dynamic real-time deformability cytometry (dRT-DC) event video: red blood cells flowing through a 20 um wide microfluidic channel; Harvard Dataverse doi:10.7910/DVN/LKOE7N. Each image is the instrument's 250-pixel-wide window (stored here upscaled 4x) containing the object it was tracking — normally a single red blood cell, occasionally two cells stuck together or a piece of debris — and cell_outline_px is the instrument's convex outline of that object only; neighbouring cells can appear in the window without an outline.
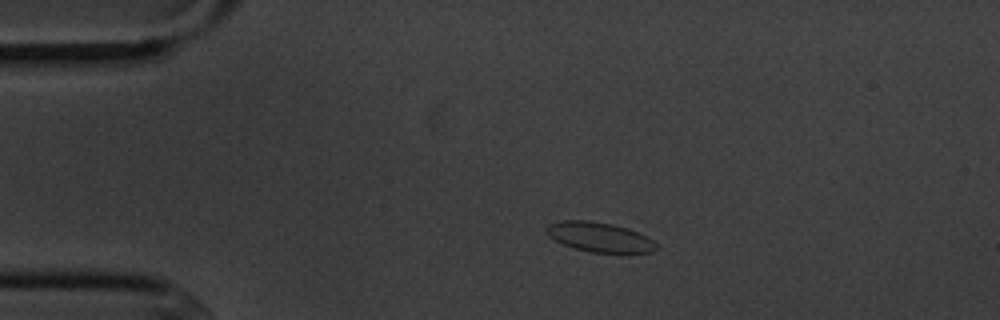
{"species": "common noctule bat (a hibernating species)", "species_latin": "Nyctalus noctula", "temperature_condition": "cold", "stored_images_in_passage": 4, "camera_frame_rate_fps": 3000, "um_per_image_px": 0.085, "animal": {"sex": "male", "body_mass_g": 20.1, "forearm_length_mm": 53.5}, "frame": {"image": 1, "passage_image": 2, "time_ms": 1.333, "image_size_px": [1000, 320], "cell_outline_px": [[656, 248], [652, 252], [592, 252], [576, 248], [564, 244], [548, 236], [544, 232], [548, 224], [560, 220], [588, 220], [612, 224], [628, 228], [652, 240], [656, 244]], "centroid_in_image_um": [50.89, 20.13], "position_along_channel_um": 34.1, "area_um2": 18.67}}
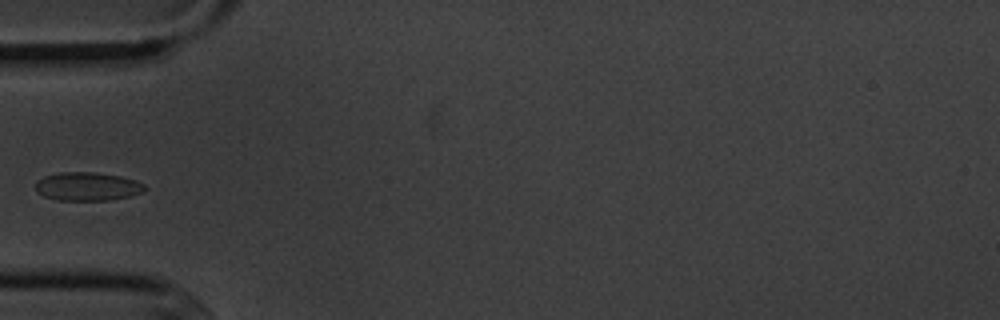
{"frame": {"image": 2, "passage_image": 4, "time_ms": 3.667, "image_size_px": [1000, 320], "cell_outline_px": [[148, 188], [144, 192], [128, 196], [108, 200], [60, 200], [44, 196], [36, 192], [36, 180], [44, 176], [60, 172], [96, 172], [120, 176], [136, 180], [144, 184]], "centroid_in_image_um": [7.44, 15.84], "position_along_channel_um": 77.6, "area_um2": 18.21}}